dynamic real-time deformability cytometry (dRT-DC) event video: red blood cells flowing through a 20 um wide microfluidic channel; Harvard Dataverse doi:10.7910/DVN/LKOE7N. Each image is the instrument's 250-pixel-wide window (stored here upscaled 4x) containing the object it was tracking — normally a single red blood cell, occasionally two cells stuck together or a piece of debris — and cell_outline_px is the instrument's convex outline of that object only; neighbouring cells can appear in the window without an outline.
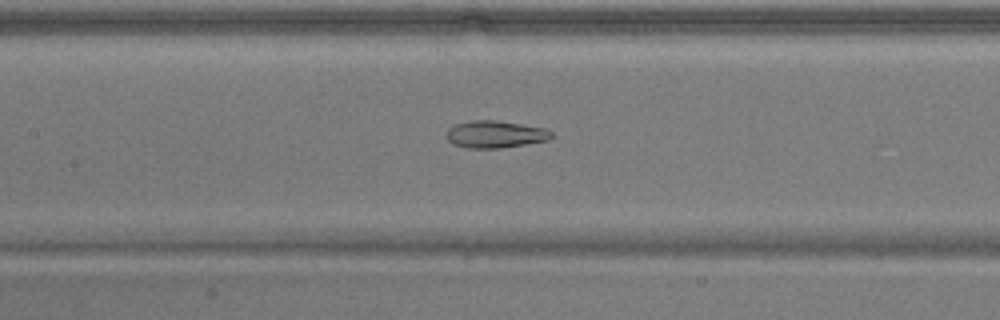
{"species": "common noctule bat (a hibernating species)", "species_latin": "Nyctalus noctula", "temperature_condition": "warm", "stored_images_in_passage": 53, "camera_frame_rate_fps": 3000, "um_per_image_px": 0.085, "animal": {"sex": "male", "body_mass_g": 17.9}, "frame": {"image": 1, "passage_image": 25, "time_ms": 8.0, "image_size_px": [1000, 320], "cell_outline_px": [[552, 140], [500, 148], [464, 148], [452, 144], [448, 140], [448, 128], [456, 124], [472, 120], [492, 120], [520, 124], [544, 128], [552, 132]], "centroid_in_image_um": [42.11, 11.43], "position_along_channel_um": 165.3, "area_um2": 16.59}}
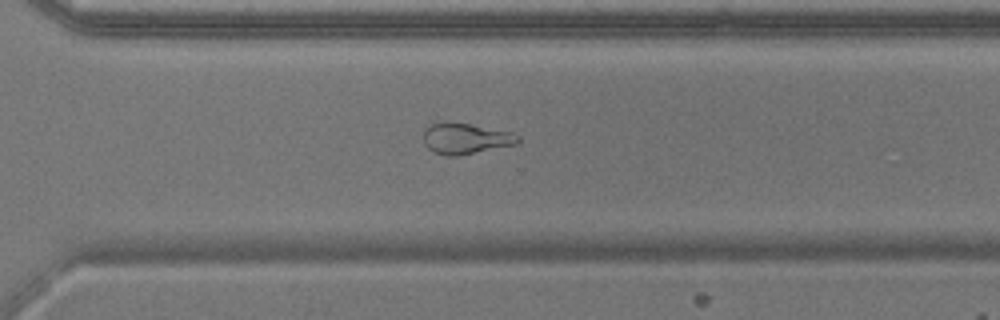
{"frame": {"image": 2, "passage_image": 38, "time_ms": 12.333, "image_size_px": [1000, 320], "cell_outline_px": [[520, 140], [516, 144], [460, 156], [444, 156], [432, 152], [424, 144], [424, 128], [432, 124], [444, 120], [468, 124], [512, 132], [520, 136]], "centroid_in_image_um": [39.54, 11.78], "position_along_channel_um": 331.1, "area_um2": 17.28}}
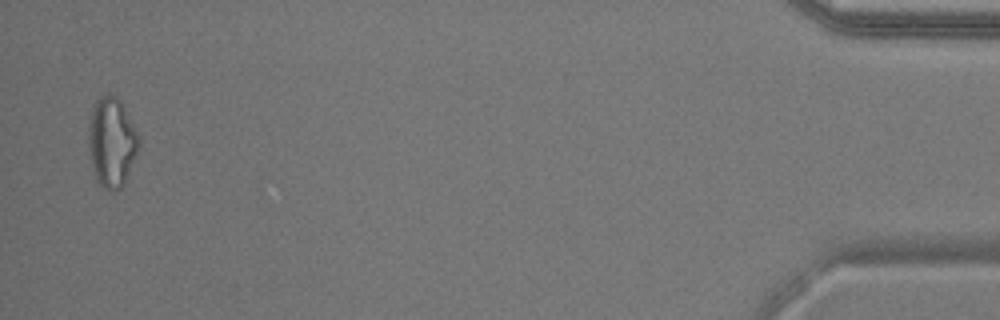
{"frame": {"image": 3, "passage_image": 52, "time_ms": 17.0, "image_size_px": [1000, 320], "cell_outline_px": [[140, 144], [124, 184], [120, 188], [108, 192], [96, 180], [92, 168], [88, 144], [88, 124], [92, 108], [96, 100], [100, 96], [108, 92], [116, 96], [120, 100], [140, 136]], "centroid_in_image_um": [9.48, 12.06], "position_along_channel_um": 425.7, "area_um2": 26.53}, "authors_computed_cell_mechanics": {"area_um2": 20.5768, "velocity_mm_per_s": 3.8331, "shape_relaxation_time_tau1_ms": null, "shape_relaxation_time_tau2_ms": 3.0297, "deformation_change_tau1": null, "deformation_change_tau2": 0.1025}}